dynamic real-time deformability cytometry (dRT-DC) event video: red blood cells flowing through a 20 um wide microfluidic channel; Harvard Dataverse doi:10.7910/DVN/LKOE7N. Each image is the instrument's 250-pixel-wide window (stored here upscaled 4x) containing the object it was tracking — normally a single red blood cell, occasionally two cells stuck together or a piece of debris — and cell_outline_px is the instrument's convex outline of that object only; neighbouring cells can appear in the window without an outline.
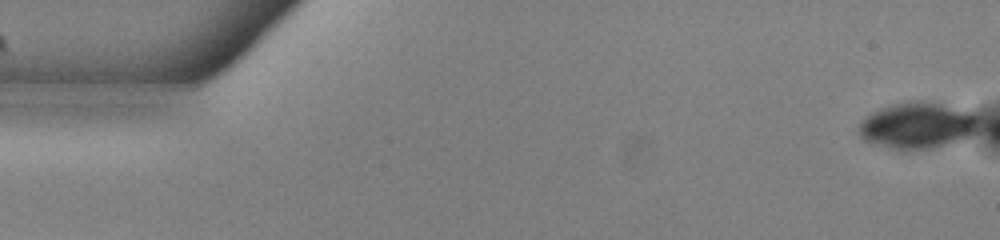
{"species": "common noctule bat (a hibernating species)", "species_latin": "Nyctalus noctula", "temperature_condition": "warm", "stored_images_in_passage": 44, "camera_frame_rate_fps": 3000, "um_per_image_px": 0.085, "animal": {"sex": "male", "body_mass_g": 13.0, "forearm_length_mm": 53.1}, "frame": {"image": 1, "passage_image": 1, "time_ms": 0.0, "image_size_px": [1000, 240], "cell_outline_px": [[976, 132], [960, 140], [932, 148], [892, 148], [872, 144], [864, 140], [856, 132], [860, 120], [864, 116], [880, 108], [892, 104], [908, 100], [928, 100], [972, 112], [976, 116]], "centroid_in_image_um": [77.91, 10.63], "position_along_channel_um": 7.1, "area_um2": 32.37}}
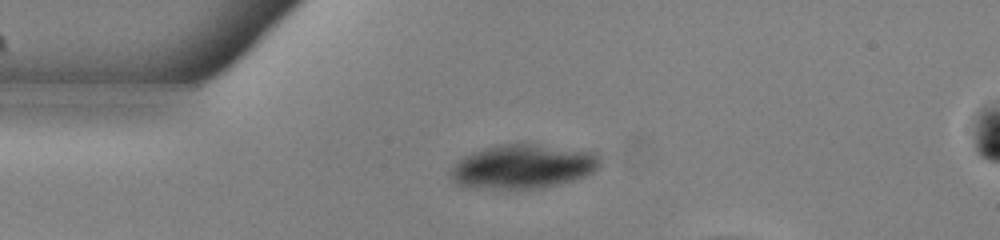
{"frame": {"image": 2, "passage_image": 13, "time_ms": 4.0, "image_size_px": [1000, 240], "cell_outline_px": [[600, 164], [592, 172], [584, 176], [560, 184], [540, 188], [476, 188], [456, 184], [452, 180], [448, 172], [456, 160], [472, 152], [496, 144], [536, 144], [600, 152]], "centroid_in_image_um": [44.43, 14.14], "position_along_channel_um": 40.6, "area_um2": 38.67}}
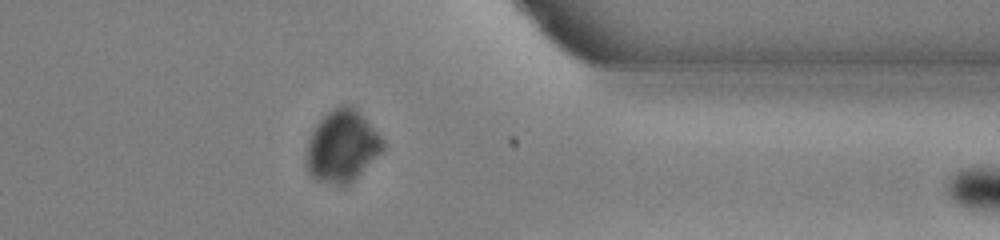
{"frame": {"image": 3, "passage_image": 43, "time_ms": 14.0, "image_size_px": [1000, 240], "cell_outline_px": [[384, 148], [344, 188], [312, 180], [308, 176], [304, 156], [308, 140], [316, 124], [332, 108], [340, 104], [352, 104], [360, 112], [384, 140]], "centroid_in_image_um": [29.01, 12.44], "position_along_channel_um": 382.4, "area_um2": 32.48}}